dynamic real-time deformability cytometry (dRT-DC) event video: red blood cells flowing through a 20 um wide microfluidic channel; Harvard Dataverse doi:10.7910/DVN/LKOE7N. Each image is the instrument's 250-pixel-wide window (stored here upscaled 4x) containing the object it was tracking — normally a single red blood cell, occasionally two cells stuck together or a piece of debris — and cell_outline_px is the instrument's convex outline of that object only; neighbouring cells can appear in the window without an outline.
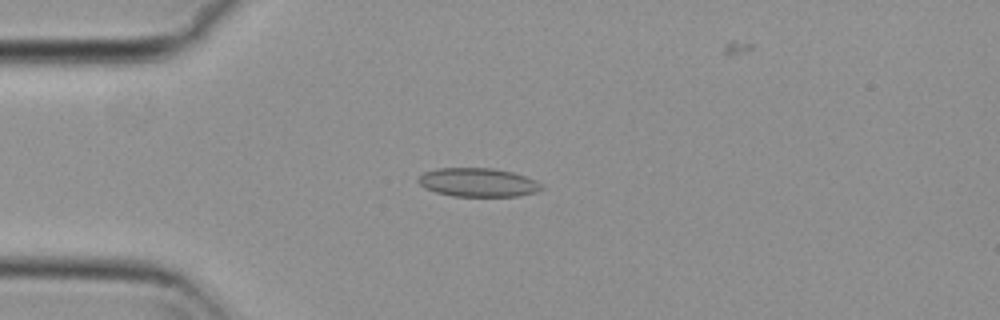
{"species": "common noctule bat (a hibernating species)", "species_latin": "Nyctalus noctula", "temperature_condition": "cold", "stored_images_in_passage": 50, "camera_frame_rate_fps": 3000, "um_per_image_px": 0.085, "animal": {"sex": "female", "body_mass_g": 29.2, "forearm_length_mm": 56.3}, "frame": {"image": 1, "passage_image": 11, "time_ms": 3.333, "image_size_px": [1000, 320], "cell_outline_px": [[544, 188], [536, 192], [516, 196], [452, 196], [436, 192], [424, 188], [416, 180], [424, 172], [436, 168], [492, 168], [512, 172], [536, 180], [544, 184]], "centroid_in_image_um": [40.63, 15.5], "position_along_channel_um": 44.4, "area_um2": 20.69}}
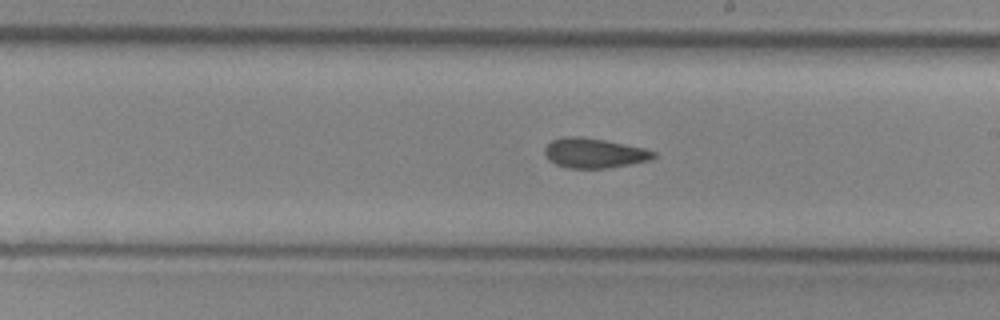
{"frame": {"image": 2, "passage_image": 28, "time_ms": 9.0, "image_size_px": [1000, 320], "cell_outline_px": [[656, 156], [652, 160], [632, 164], [608, 168], [568, 168], [556, 164], [548, 160], [544, 152], [544, 148], [552, 140], [560, 136], [580, 136], [604, 140], [644, 148], [656, 152]], "centroid_in_image_um": [50.5, 13.01], "position_along_channel_um": 238.5, "area_um2": 19.07}}
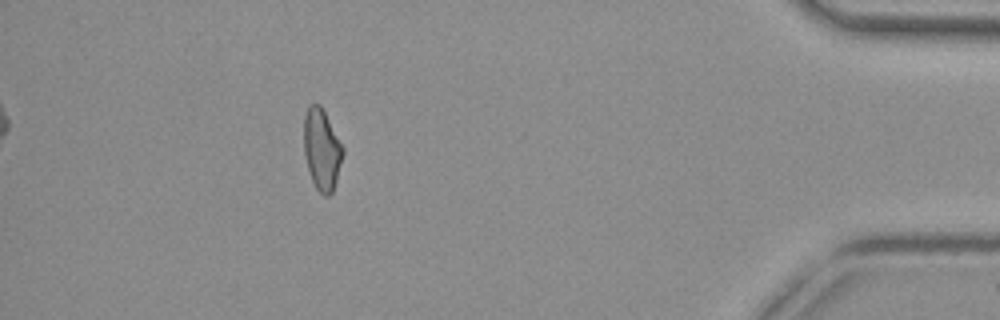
{"frame": {"image": 3, "passage_image": 46, "time_ms": 15.0, "image_size_px": [1000, 320], "cell_outline_px": [[344, 152], [336, 180], [332, 192], [328, 196], [324, 196], [316, 188], [312, 180], [308, 168], [304, 152], [304, 116], [308, 104], [320, 104], [344, 148]], "centroid_in_image_um": [27.34, 12.68], "position_along_channel_um": 407.9, "area_um2": 18.26}, "authors_computed_cell_mechanics": {"area_um2": 19.1029, "velocity_mm_per_s": 3.7663, "shape_relaxation_time_tau1_ms": null, "shape_relaxation_time_tau2_ms": 5.6851, "deformation_change_tau1": null, "deformation_change_tau2": 0.1176}}